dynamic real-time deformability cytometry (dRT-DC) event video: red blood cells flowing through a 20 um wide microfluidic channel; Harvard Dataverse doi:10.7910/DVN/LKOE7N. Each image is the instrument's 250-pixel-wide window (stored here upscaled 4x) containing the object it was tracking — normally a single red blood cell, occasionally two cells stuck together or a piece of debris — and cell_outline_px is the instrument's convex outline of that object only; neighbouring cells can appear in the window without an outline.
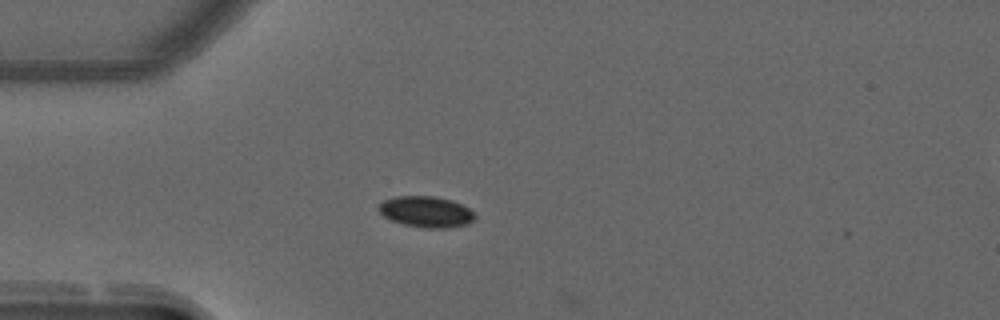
{"species": "common noctule bat (a hibernating species)", "species_latin": "Nyctalus noctula", "temperature_condition": "warm", "stored_images_in_passage": 2, "camera_frame_rate_fps": 3000, "um_per_image_px": 0.085, "animal": {"sex": "male", "forearm_length_mm": 52.5}, "frame": {"image": 1, "passage_image": 1, "time_ms": 0.0, "image_size_px": [1000, 320], "cell_outline_px": [[476, 216], [468, 224], [448, 228], [424, 228], [404, 224], [392, 220], [384, 216], [380, 212], [380, 204], [384, 200], [396, 196], [436, 196], [452, 200], [468, 208]], "centroid_in_image_um": [36.24, 18.0], "position_along_channel_um": 48.8, "area_um2": 17.22}}